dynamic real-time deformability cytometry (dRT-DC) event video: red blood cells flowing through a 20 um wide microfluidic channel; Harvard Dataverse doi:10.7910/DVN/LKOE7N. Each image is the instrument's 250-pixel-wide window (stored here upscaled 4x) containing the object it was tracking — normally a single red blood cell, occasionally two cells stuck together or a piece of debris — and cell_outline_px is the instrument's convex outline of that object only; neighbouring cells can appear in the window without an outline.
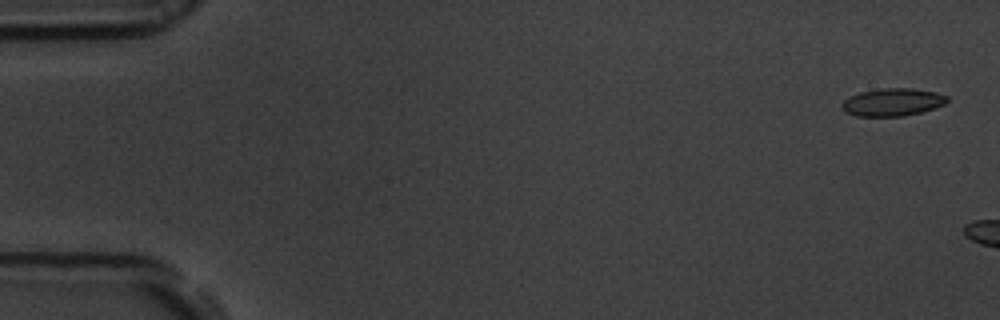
{"species": "common noctule bat (a hibernating species)", "species_latin": "Nyctalus noctula", "temperature_condition": "room temperature", "stored_images_in_passage": 6, "camera_frame_rate_fps": 3000, "um_per_image_px": 0.085, "animal": {"sex": "male", "body_mass_g": 19.5, "forearm_length_mm": 54.6}, "frame": {"image": 1, "passage_image": 2, "time_ms": 0.333, "image_size_px": [1000, 320], "cell_outline_px": [[948, 100], [944, 104], [920, 112], [904, 116], [856, 116], [844, 112], [840, 104], [844, 100], [860, 92], [884, 88], [912, 88], [936, 92], [948, 96]], "centroid_in_image_um": [75.85, 8.68], "position_along_channel_um": 9.2, "area_um2": 16.88}}